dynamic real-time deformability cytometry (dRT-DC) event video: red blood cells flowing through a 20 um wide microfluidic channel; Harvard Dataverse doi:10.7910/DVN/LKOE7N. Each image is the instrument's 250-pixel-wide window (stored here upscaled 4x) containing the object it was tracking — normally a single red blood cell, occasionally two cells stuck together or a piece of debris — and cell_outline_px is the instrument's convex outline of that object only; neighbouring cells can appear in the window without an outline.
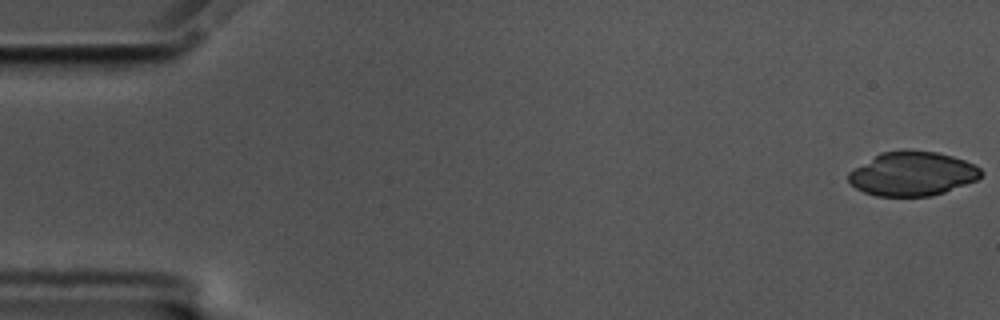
{"species": "common noctule bat (a hibernating species)", "species_latin": "Nyctalus noctula", "temperature_condition": "cold", "stored_images_in_passage": 57, "camera_frame_rate_fps": 3000, "um_per_image_px": 0.085, "animal": {"sex": "male", "body_mass_g": 17.5, "forearm_length_mm": 52.3}, "frame": {"image": 1, "passage_image": 1, "time_ms": 0.0, "image_size_px": [1000, 320], "cell_outline_px": [[984, 172], [976, 180], [944, 192], [932, 196], [876, 196], [864, 192], [856, 188], [848, 180], [848, 172], [880, 152], [936, 152], [952, 156], [964, 160], [980, 168]], "centroid_in_image_um": [77.54, 14.8], "position_along_channel_um": 7.5, "area_um2": 33.41}}